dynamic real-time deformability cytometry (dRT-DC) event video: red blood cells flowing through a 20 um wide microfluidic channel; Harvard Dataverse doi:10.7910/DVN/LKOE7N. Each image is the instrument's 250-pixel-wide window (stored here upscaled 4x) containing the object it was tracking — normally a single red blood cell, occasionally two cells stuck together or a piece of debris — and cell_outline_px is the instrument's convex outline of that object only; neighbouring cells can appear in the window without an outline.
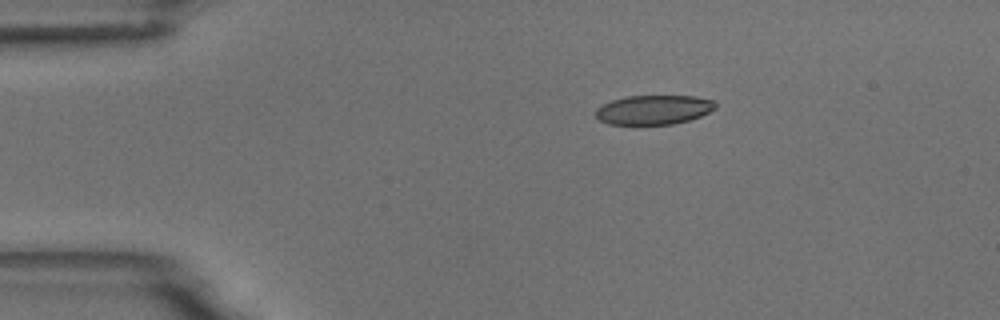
{"species": "common noctule bat (a hibernating species)", "species_latin": "Nyctalus noctula", "temperature_condition": "room temperature", "stored_images_in_passage": 5, "camera_frame_rate_fps": 3000, "um_per_image_px": 0.085, "animal": {"sex": "male", "body_mass_g": 18.8}, "frame": {"image": 1, "passage_image": 1, "time_ms": 0.0, "image_size_px": [1000, 320], "cell_outline_px": [[716, 108], [700, 116], [688, 120], [672, 124], [608, 124], [600, 120], [596, 116], [596, 108], [612, 100], [624, 96], [696, 96], [716, 100]], "centroid_in_image_um": [55.58, 9.32], "position_along_channel_um": 29.4, "area_um2": 20.46}}
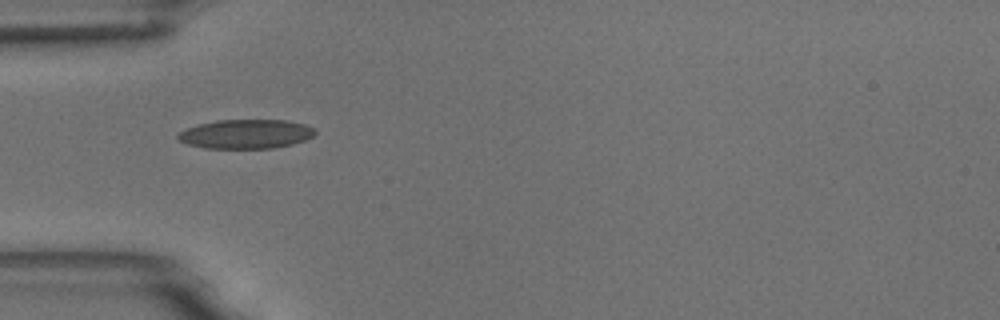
{"frame": {"image": 2, "passage_image": 3, "time_ms": 2.333, "image_size_px": [1000, 320], "cell_outline_px": [[316, 132], [312, 136], [304, 140], [292, 144], [272, 148], [204, 148], [188, 144], [180, 140], [176, 136], [176, 132], [184, 128], [216, 120], [284, 120], [304, 124], [316, 128]], "centroid_in_image_um": [20.87, 11.38], "position_along_channel_um": 64.1, "area_um2": 23.35}}